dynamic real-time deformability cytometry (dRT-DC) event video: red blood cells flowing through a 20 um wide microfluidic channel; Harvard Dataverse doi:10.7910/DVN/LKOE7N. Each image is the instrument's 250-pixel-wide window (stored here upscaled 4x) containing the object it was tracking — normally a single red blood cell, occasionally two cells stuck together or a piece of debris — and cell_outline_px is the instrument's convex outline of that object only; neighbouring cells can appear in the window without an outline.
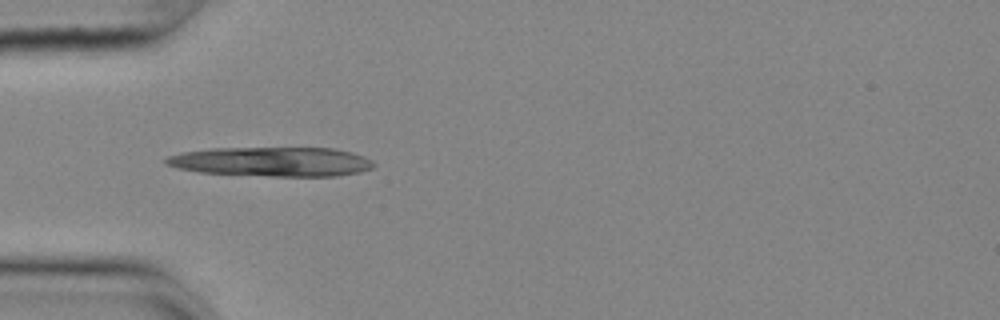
{"species": "common noctule bat (a hibernating species)", "species_latin": "Nyctalus noctula", "temperature_condition": "cold", "stored_images_in_passage": 11, "camera_frame_rate_fps": 3000, "um_per_image_px": 0.085, "animal": {"sex": "female", "body_mass_g": 25.1}, "frame": {"image": 1, "passage_image": 4, "time_ms": 1.0, "image_size_px": [1000, 320], "cell_outline_px": [[376, 164], [372, 168], [360, 172], [336, 176], [272, 176], [200, 172], [176, 168], [164, 164], [164, 160], [168, 156], [180, 152], [212, 148], [332, 148], [352, 152], [364, 156], [372, 160]], "centroid_in_image_um": [23.1, 13.74], "position_along_channel_um": 61.9, "area_um2": 35.72}}